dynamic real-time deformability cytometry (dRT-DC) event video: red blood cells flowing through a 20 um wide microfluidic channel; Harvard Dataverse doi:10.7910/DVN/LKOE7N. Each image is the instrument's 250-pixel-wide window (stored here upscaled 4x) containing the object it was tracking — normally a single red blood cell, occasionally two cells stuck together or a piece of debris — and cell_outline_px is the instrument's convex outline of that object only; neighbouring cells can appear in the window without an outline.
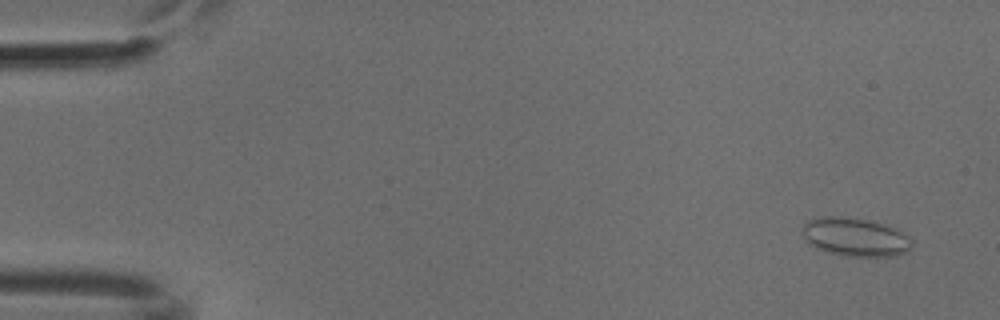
{"species": "common noctule bat (a hibernating species)", "species_latin": "Nyctalus noctula", "temperature_condition": "cold", "stored_images_in_passage": 52, "camera_frame_rate_fps": 3000, "um_per_image_px": 0.085, "animal": {"sex": "male", "body_mass_g": 18.8}, "frame": {"image": 1, "passage_image": 3, "time_ms": 0.667, "image_size_px": [1000, 320], "cell_outline_px": [[912, 248], [908, 252], [896, 256], [840, 256], [816, 248], [808, 244], [804, 240], [804, 224], [808, 220], [820, 216], [844, 216], [872, 220], [896, 228], [908, 236], [912, 240]], "centroid_in_image_um": [72.71, 20.15], "position_along_channel_um": 12.3, "area_um2": 25.03}}
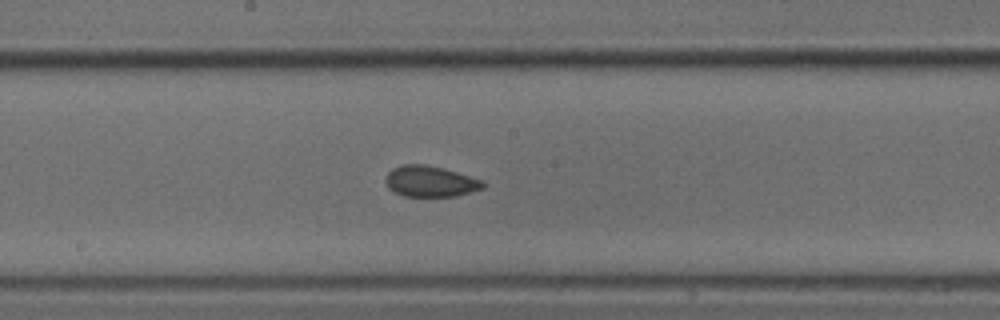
{"frame": {"image": 2, "passage_image": 28, "time_ms": 9.0, "image_size_px": [1000, 320], "cell_outline_px": [[484, 188], [456, 196], [404, 196], [388, 188], [384, 180], [384, 176], [392, 168], [400, 164], [424, 164], [444, 168], [484, 180]], "centroid_in_image_um": [36.55, 15.4], "position_along_channel_um": 211.6, "area_um2": 17.74}}
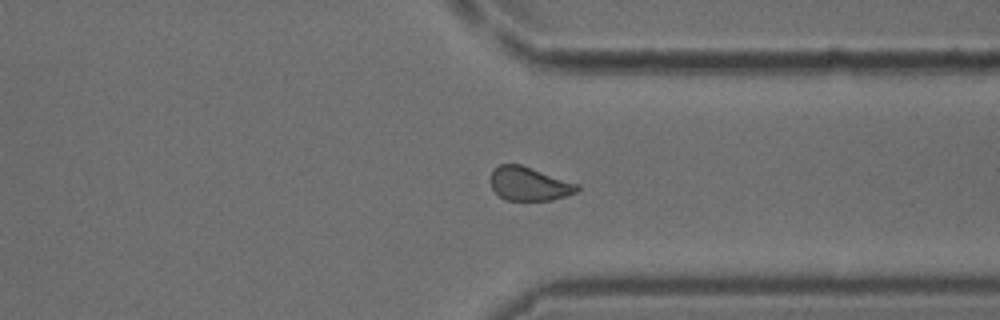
{"frame": {"image": 3, "passage_image": 40, "time_ms": 13.0, "image_size_px": [1000, 320], "cell_outline_px": [[580, 188], [576, 192], [552, 200], [504, 200], [492, 188], [488, 180], [492, 172], [500, 164], [520, 164], [580, 184]], "centroid_in_image_um": [44.97, 15.62], "position_along_channel_um": 366.4, "area_um2": 17.05}}